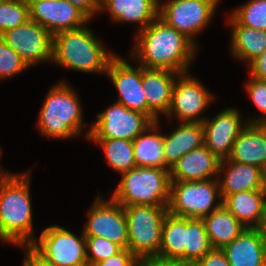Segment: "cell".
I'll use <instances>...</instances> for the list:
<instances>
[{"instance_id": "83f0119b", "label": "cell", "mask_w": 266, "mask_h": 266, "mask_svg": "<svg viewBox=\"0 0 266 266\" xmlns=\"http://www.w3.org/2000/svg\"><path fill=\"white\" fill-rule=\"evenodd\" d=\"M187 218L167 214L162 228L160 257L185 262Z\"/></svg>"}, {"instance_id": "d6a6232c", "label": "cell", "mask_w": 266, "mask_h": 266, "mask_svg": "<svg viewBox=\"0 0 266 266\" xmlns=\"http://www.w3.org/2000/svg\"><path fill=\"white\" fill-rule=\"evenodd\" d=\"M29 68L22 57L0 37V79H11Z\"/></svg>"}, {"instance_id": "ac0fdd59", "label": "cell", "mask_w": 266, "mask_h": 266, "mask_svg": "<svg viewBox=\"0 0 266 266\" xmlns=\"http://www.w3.org/2000/svg\"><path fill=\"white\" fill-rule=\"evenodd\" d=\"M217 180L222 200L236 192L265 189V172L262 169L229 158L220 160Z\"/></svg>"}, {"instance_id": "52a82bcc", "label": "cell", "mask_w": 266, "mask_h": 266, "mask_svg": "<svg viewBox=\"0 0 266 266\" xmlns=\"http://www.w3.org/2000/svg\"><path fill=\"white\" fill-rule=\"evenodd\" d=\"M28 248L50 266H88L83 231L77 237L62 226L50 225Z\"/></svg>"}, {"instance_id": "60d3db41", "label": "cell", "mask_w": 266, "mask_h": 266, "mask_svg": "<svg viewBox=\"0 0 266 266\" xmlns=\"http://www.w3.org/2000/svg\"><path fill=\"white\" fill-rule=\"evenodd\" d=\"M23 266H50L40 260L29 248H25Z\"/></svg>"}, {"instance_id": "277c9868", "label": "cell", "mask_w": 266, "mask_h": 266, "mask_svg": "<svg viewBox=\"0 0 266 266\" xmlns=\"http://www.w3.org/2000/svg\"><path fill=\"white\" fill-rule=\"evenodd\" d=\"M59 81L45 96L36 127L43 136L56 140L83 136L85 123L78 92L65 80Z\"/></svg>"}, {"instance_id": "8d00e7d4", "label": "cell", "mask_w": 266, "mask_h": 266, "mask_svg": "<svg viewBox=\"0 0 266 266\" xmlns=\"http://www.w3.org/2000/svg\"><path fill=\"white\" fill-rule=\"evenodd\" d=\"M194 266H230L222 249L212 248Z\"/></svg>"}, {"instance_id": "7c38bea8", "label": "cell", "mask_w": 266, "mask_h": 266, "mask_svg": "<svg viewBox=\"0 0 266 266\" xmlns=\"http://www.w3.org/2000/svg\"><path fill=\"white\" fill-rule=\"evenodd\" d=\"M99 194L87 211V222L82 229L85 236L103 237L122 249L128 246V225L124 206L114 201L103 200Z\"/></svg>"}, {"instance_id": "f546056e", "label": "cell", "mask_w": 266, "mask_h": 266, "mask_svg": "<svg viewBox=\"0 0 266 266\" xmlns=\"http://www.w3.org/2000/svg\"><path fill=\"white\" fill-rule=\"evenodd\" d=\"M211 249L202 218H187L185 262L195 265Z\"/></svg>"}, {"instance_id": "836d02e7", "label": "cell", "mask_w": 266, "mask_h": 266, "mask_svg": "<svg viewBox=\"0 0 266 266\" xmlns=\"http://www.w3.org/2000/svg\"><path fill=\"white\" fill-rule=\"evenodd\" d=\"M86 239V257L88 266H94L96 263L118 253L122 248L103 237L85 236Z\"/></svg>"}, {"instance_id": "484cf974", "label": "cell", "mask_w": 266, "mask_h": 266, "mask_svg": "<svg viewBox=\"0 0 266 266\" xmlns=\"http://www.w3.org/2000/svg\"><path fill=\"white\" fill-rule=\"evenodd\" d=\"M159 128L158 120L132 141L137 167L171 169L165 161L163 133Z\"/></svg>"}, {"instance_id": "cb8c5ba5", "label": "cell", "mask_w": 266, "mask_h": 266, "mask_svg": "<svg viewBox=\"0 0 266 266\" xmlns=\"http://www.w3.org/2000/svg\"><path fill=\"white\" fill-rule=\"evenodd\" d=\"M266 203V189L240 191L227 195L222 205L246 228H259Z\"/></svg>"}, {"instance_id": "9c48e42d", "label": "cell", "mask_w": 266, "mask_h": 266, "mask_svg": "<svg viewBox=\"0 0 266 266\" xmlns=\"http://www.w3.org/2000/svg\"><path fill=\"white\" fill-rule=\"evenodd\" d=\"M221 0H167L159 2V18L189 38L197 47V35L204 31Z\"/></svg>"}, {"instance_id": "d6986e66", "label": "cell", "mask_w": 266, "mask_h": 266, "mask_svg": "<svg viewBox=\"0 0 266 266\" xmlns=\"http://www.w3.org/2000/svg\"><path fill=\"white\" fill-rule=\"evenodd\" d=\"M220 159L204 144L182 156L170 169V181H203L218 177Z\"/></svg>"}, {"instance_id": "f1b7e54d", "label": "cell", "mask_w": 266, "mask_h": 266, "mask_svg": "<svg viewBox=\"0 0 266 266\" xmlns=\"http://www.w3.org/2000/svg\"><path fill=\"white\" fill-rule=\"evenodd\" d=\"M100 145L104 151L105 160L113 171L119 174L136 167L133 142L122 139H86Z\"/></svg>"}, {"instance_id": "b9f144b4", "label": "cell", "mask_w": 266, "mask_h": 266, "mask_svg": "<svg viewBox=\"0 0 266 266\" xmlns=\"http://www.w3.org/2000/svg\"><path fill=\"white\" fill-rule=\"evenodd\" d=\"M258 229L260 230L261 235L266 240V203H265V207H264L263 219H262L261 225Z\"/></svg>"}, {"instance_id": "7bdbcfd3", "label": "cell", "mask_w": 266, "mask_h": 266, "mask_svg": "<svg viewBox=\"0 0 266 266\" xmlns=\"http://www.w3.org/2000/svg\"><path fill=\"white\" fill-rule=\"evenodd\" d=\"M1 154H2V149H1V146H0V159H1Z\"/></svg>"}, {"instance_id": "9a60e30c", "label": "cell", "mask_w": 266, "mask_h": 266, "mask_svg": "<svg viewBox=\"0 0 266 266\" xmlns=\"http://www.w3.org/2000/svg\"><path fill=\"white\" fill-rule=\"evenodd\" d=\"M214 118L203 121L204 145L220 160L231 155L234 141L248 122L242 121L240 111L227 107Z\"/></svg>"}, {"instance_id": "74e56055", "label": "cell", "mask_w": 266, "mask_h": 266, "mask_svg": "<svg viewBox=\"0 0 266 266\" xmlns=\"http://www.w3.org/2000/svg\"><path fill=\"white\" fill-rule=\"evenodd\" d=\"M137 266H194L181 260L167 259L160 256H145L138 258Z\"/></svg>"}, {"instance_id": "1f68e13d", "label": "cell", "mask_w": 266, "mask_h": 266, "mask_svg": "<svg viewBox=\"0 0 266 266\" xmlns=\"http://www.w3.org/2000/svg\"><path fill=\"white\" fill-rule=\"evenodd\" d=\"M230 14L241 25L266 31V0H247Z\"/></svg>"}, {"instance_id": "e0dca14e", "label": "cell", "mask_w": 266, "mask_h": 266, "mask_svg": "<svg viewBox=\"0 0 266 266\" xmlns=\"http://www.w3.org/2000/svg\"><path fill=\"white\" fill-rule=\"evenodd\" d=\"M179 73L167 69H146L142 67V87L147 101V116L153 121L160 120V114L169 112L172 91Z\"/></svg>"}, {"instance_id": "ffe728a7", "label": "cell", "mask_w": 266, "mask_h": 266, "mask_svg": "<svg viewBox=\"0 0 266 266\" xmlns=\"http://www.w3.org/2000/svg\"><path fill=\"white\" fill-rule=\"evenodd\" d=\"M109 13L112 22L137 23L136 32L159 17L157 0H100V12Z\"/></svg>"}, {"instance_id": "f6af8a7d", "label": "cell", "mask_w": 266, "mask_h": 266, "mask_svg": "<svg viewBox=\"0 0 266 266\" xmlns=\"http://www.w3.org/2000/svg\"><path fill=\"white\" fill-rule=\"evenodd\" d=\"M260 266H266V262H264L263 264H261Z\"/></svg>"}, {"instance_id": "44dd1931", "label": "cell", "mask_w": 266, "mask_h": 266, "mask_svg": "<svg viewBox=\"0 0 266 266\" xmlns=\"http://www.w3.org/2000/svg\"><path fill=\"white\" fill-rule=\"evenodd\" d=\"M229 159L266 172V124L247 123L234 141Z\"/></svg>"}, {"instance_id": "7a4b0ae2", "label": "cell", "mask_w": 266, "mask_h": 266, "mask_svg": "<svg viewBox=\"0 0 266 266\" xmlns=\"http://www.w3.org/2000/svg\"><path fill=\"white\" fill-rule=\"evenodd\" d=\"M30 172H6L0 166V241L20 248L38 238L33 231Z\"/></svg>"}, {"instance_id": "d4e9b609", "label": "cell", "mask_w": 266, "mask_h": 266, "mask_svg": "<svg viewBox=\"0 0 266 266\" xmlns=\"http://www.w3.org/2000/svg\"><path fill=\"white\" fill-rule=\"evenodd\" d=\"M226 22L231 27L230 50L236 60L246 63L248 66L255 58L266 50V31L241 25L231 14L228 13Z\"/></svg>"}, {"instance_id": "ab89813d", "label": "cell", "mask_w": 266, "mask_h": 266, "mask_svg": "<svg viewBox=\"0 0 266 266\" xmlns=\"http://www.w3.org/2000/svg\"><path fill=\"white\" fill-rule=\"evenodd\" d=\"M80 9L91 21L100 12V0H68Z\"/></svg>"}, {"instance_id": "5bb4252c", "label": "cell", "mask_w": 266, "mask_h": 266, "mask_svg": "<svg viewBox=\"0 0 266 266\" xmlns=\"http://www.w3.org/2000/svg\"><path fill=\"white\" fill-rule=\"evenodd\" d=\"M117 90V102L126 108L147 115V101L142 87V66L130 65L116 55L109 63L105 74Z\"/></svg>"}, {"instance_id": "4dcf8cb0", "label": "cell", "mask_w": 266, "mask_h": 266, "mask_svg": "<svg viewBox=\"0 0 266 266\" xmlns=\"http://www.w3.org/2000/svg\"><path fill=\"white\" fill-rule=\"evenodd\" d=\"M30 19L27 0H0V35Z\"/></svg>"}, {"instance_id": "f35d334b", "label": "cell", "mask_w": 266, "mask_h": 266, "mask_svg": "<svg viewBox=\"0 0 266 266\" xmlns=\"http://www.w3.org/2000/svg\"><path fill=\"white\" fill-rule=\"evenodd\" d=\"M249 76L266 81V50L248 65Z\"/></svg>"}, {"instance_id": "6da1fadb", "label": "cell", "mask_w": 266, "mask_h": 266, "mask_svg": "<svg viewBox=\"0 0 266 266\" xmlns=\"http://www.w3.org/2000/svg\"><path fill=\"white\" fill-rule=\"evenodd\" d=\"M135 38L136 42L128 58L146 69L188 73L200 48L159 17L145 29L135 33Z\"/></svg>"}, {"instance_id": "30bf717a", "label": "cell", "mask_w": 266, "mask_h": 266, "mask_svg": "<svg viewBox=\"0 0 266 266\" xmlns=\"http://www.w3.org/2000/svg\"><path fill=\"white\" fill-rule=\"evenodd\" d=\"M154 122L146 115L126 108L115 101L97 114L88 125L84 137L87 139H122L133 141Z\"/></svg>"}, {"instance_id": "8fae6325", "label": "cell", "mask_w": 266, "mask_h": 266, "mask_svg": "<svg viewBox=\"0 0 266 266\" xmlns=\"http://www.w3.org/2000/svg\"><path fill=\"white\" fill-rule=\"evenodd\" d=\"M188 73L180 74L175 81L172 91V101L166 118L169 121L175 118L179 122L203 123L207 117L204 110L216 102L214 93H211L199 79Z\"/></svg>"}, {"instance_id": "4fadbf2b", "label": "cell", "mask_w": 266, "mask_h": 266, "mask_svg": "<svg viewBox=\"0 0 266 266\" xmlns=\"http://www.w3.org/2000/svg\"><path fill=\"white\" fill-rule=\"evenodd\" d=\"M0 37L30 68L41 62H52L53 35L31 19L4 32Z\"/></svg>"}, {"instance_id": "ee69618b", "label": "cell", "mask_w": 266, "mask_h": 266, "mask_svg": "<svg viewBox=\"0 0 266 266\" xmlns=\"http://www.w3.org/2000/svg\"><path fill=\"white\" fill-rule=\"evenodd\" d=\"M265 189H266V172H265Z\"/></svg>"}, {"instance_id": "e575fe53", "label": "cell", "mask_w": 266, "mask_h": 266, "mask_svg": "<svg viewBox=\"0 0 266 266\" xmlns=\"http://www.w3.org/2000/svg\"><path fill=\"white\" fill-rule=\"evenodd\" d=\"M244 86L248 97L262 114L248 117L245 121L266 124V81H260L250 76Z\"/></svg>"}, {"instance_id": "8992f818", "label": "cell", "mask_w": 266, "mask_h": 266, "mask_svg": "<svg viewBox=\"0 0 266 266\" xmlns=\"http://www.w3.org/2000/svg\"><path fill=\"white\" fill-rule=\"evenodd\" d=\"M128 225L127 249L137 258L158 256L168 206H124Z\"/></svg>"}, {"instance_id": "5b68a950", "label": "cell", "mask_w": 266, "mask_h": 266, "mask_svg": "<svg viewBox=\"0 0 266 266\" xmlns=\"http://www.w3.org/2000/svg\"><path fill=\"white\" fill-rule=\"evenodd\" d=\"M111 198L122 206H168L170 200V170L135 167L120 174Z\"/></svg>"}, {"instance_id": "3957f363", "label": "cell", "mask_w": 266, "mask_h": 266, "mask_svg": "<svg viewBox=\"0 0 266 266\" xmlns=\"http://www.w3.org/2000/svg\"><path fill=\"white\" fill-rule=\"evenodd\" d=\"M88 24L90 21L80 28L53 36L51 63L65 70L106 74L109 63L117 54L107 51Z\"/></svg>"}, {"instance_id": "d590c367", "label": "cell", "mask_w": 266, "mask_h": 266, "mask_svg": "<svg viewBox=\"0 0 266 266\" xmlns=\"http://www.w3.org/2000/svg\"><path fill=\"white\" fill-rule=\"evenodd\" d=\"M137 261L138 258L128 249H121L118 253L94 266H137Z\"/></svg>"}, {"instance_id": "7402d4cb", "label": "cell", "mask_w": 266, "mask_h": 266, "mask_svg": "<svg viewBox=\"0 0 266 266\" xmlns=\"http://www.w3.org/2000/svg\"><path fill=\"white\" fill-rule=\"evenodd\" d=\"M222 250L230 266H260L266 262V240L258 228H246Z\"/></svg>"}, {"instance_id": "603a6c76", "label": "cell", "mask_w": 266, "mask_h": 266, "mask_svg": "<svg viewBox=\"0 0 266 266\" xmlns=\"http://www.w3.org/2000/svg\"><path fill=\"white\" fill-rule=\"evenodd\" d=\"M163 153L171 168L182 156L204 144L203 123L179 122L170 134H163Z\"/></svg>"}, {"instance_id": "ba28073f", "label": "cell", "mask_w": 266, "mask_h": 266, "mask_svg": "<svg viewBox=\"0 0 266 266\" xmlns=\"http://www.w3.org/2000/svg\"><path fill=\"white\" fill-rule=\"evenodd\" d=\"M217 178L170 183L168 213L177 217L203 218L222 205Z\"/></svg>"}, {"instance_id": "2e32d148", "label": "cell", "mask_w": 266, "mask_h": 266, "mask_svg": "<svg viewBox=\"0 0 266 266\" xmlns=\"http://www.w3.org/2000/svg\"><path fill=\"white\" fill-rule=\"evenodd\" d=\"M30 19L44 27L53 36L62 31L80 28L91 21L68 0H27Z\"/></svg>"}, {"instance_id": "4316f807", "label": "cell", "mask_w": 266, "mask_h": 266, "mask_svg": "<svg viewBox=\"0 0 266 266\" xmlns=\"http://www.w3.org/2000/svg\"><path fill=\"white\" fill-rule=\"evenodd\" d=\"M202 220L214 249H223L246 229L223 205L204 216Z\"/></svg>"}]
</instances>
